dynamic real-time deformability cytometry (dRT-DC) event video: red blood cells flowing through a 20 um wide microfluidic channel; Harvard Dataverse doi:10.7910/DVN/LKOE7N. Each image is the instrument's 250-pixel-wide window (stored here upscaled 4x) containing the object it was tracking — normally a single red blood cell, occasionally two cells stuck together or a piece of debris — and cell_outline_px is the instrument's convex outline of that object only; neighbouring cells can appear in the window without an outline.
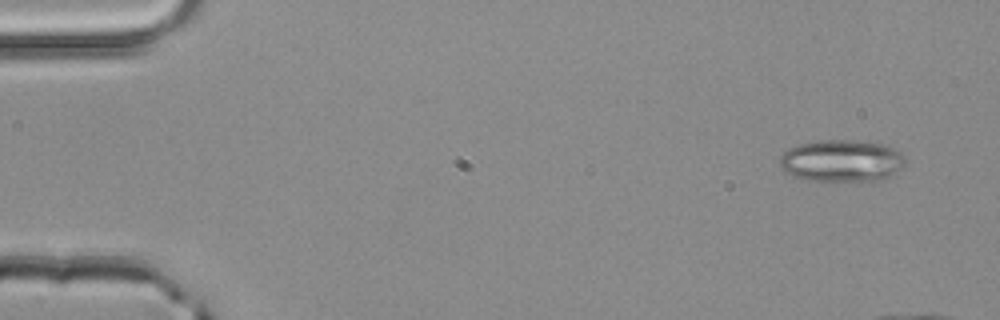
{"species": "common noctule bat (a hibernating species)", "species_latin": "Nyctalus noctula", "temperature_condition": "room temperature", "stored_images_in_passage": 4, "camera_frame_rate_fps": 3000, "um_per_image_px": 0.085, "animal": {"sex": "male", "body_mass_g": 20.4}, "frame": {"image": 1, "passage_image": 1, "time_ms": 0.0, "image_size_px": [1000, 320], "cell_outline_px": [[904, 168], [880, 180], [808, 180], [784, 172], [780, 168], [780, 156], [788, 148], [800, 144], [820, 140], [852, 140], [884, 144], [900, 152], [904, 156]], "centroid_in_image_um": [71.53, 13.65], "position_along_channel_um": 13.5, "area_um2": 30.52}}